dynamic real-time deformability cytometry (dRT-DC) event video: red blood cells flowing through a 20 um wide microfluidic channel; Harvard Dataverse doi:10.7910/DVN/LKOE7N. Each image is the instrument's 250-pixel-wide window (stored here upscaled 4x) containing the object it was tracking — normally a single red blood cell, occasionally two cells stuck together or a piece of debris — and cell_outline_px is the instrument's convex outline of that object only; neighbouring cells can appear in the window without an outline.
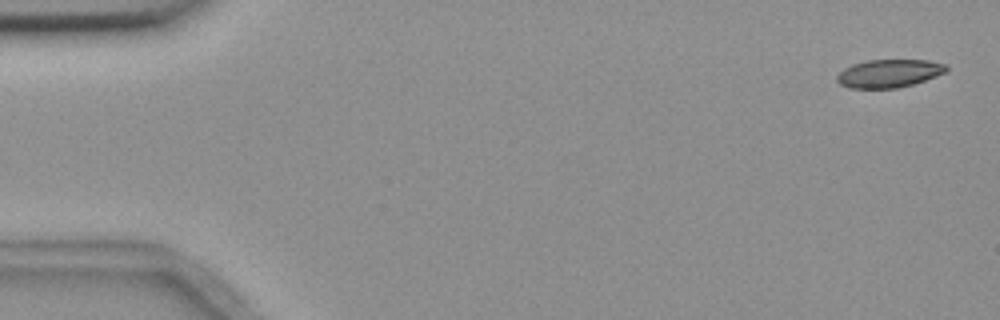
{"species": "common noctule bat (a hibernating species)", "species_latin": "Nyctalus noctula", "temperature_condition": "room temperature", "stored_images_in_passage": 5, "camera_frame_rate_fps": 3000, "um_per_image_px": 0.085, "animal": {"sex": "female", "body_mass_g": 18.4}, "frame": {"image": 1, "passage_image": 1, "time_ms": 0.0, "image_size_px": [1000, 320], "cell_outline_px": [[948, 68], [944, 72], [936, 76], [912, 84], [896, 88], [848, 88], [840, 84], [836, 80], [836, 76], [844, 68], [852, 64], [868, 60], [928, 60], [948, 64]], "centroid_in_image_um": [75.55, 6.23], "position_along_channel_um": 9.5, "area_um2": 17.86}}
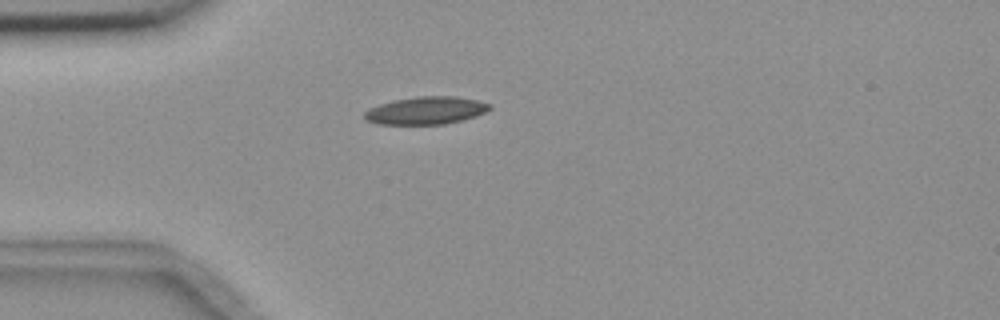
{"frame": {"image": 2, "passage_image": 5, "time_ms": 4.333, "image_size_px": [1000, 320], "cell_outline_px": [[492, 108], [476, 116], [444, 124], [376, 124], [364, 120], [364, 112], [368, 108], [392, 100], [416, 96], [456, 96], [476, 100], [492, 104]], "centroid_in_image_um": [36.17, 9.39], "position_along_channel_um": 48.8, "area_um2": 20.29}}